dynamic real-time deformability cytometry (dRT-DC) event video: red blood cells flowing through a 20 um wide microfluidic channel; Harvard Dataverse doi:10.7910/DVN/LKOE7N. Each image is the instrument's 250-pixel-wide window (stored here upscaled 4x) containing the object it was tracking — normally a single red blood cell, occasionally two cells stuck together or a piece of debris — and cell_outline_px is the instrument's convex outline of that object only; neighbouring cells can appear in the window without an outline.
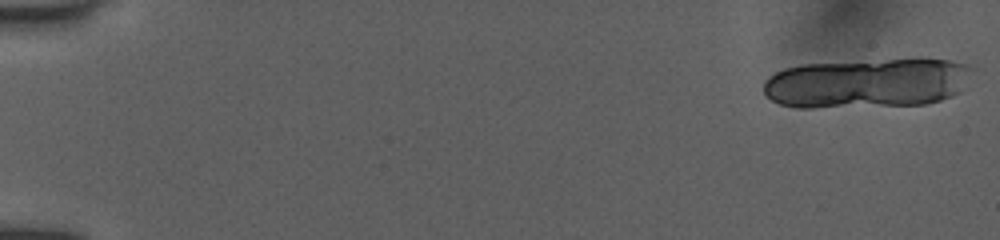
{"species": "human", "species_latin": "Homo sapiens", "temperature_condition": "room temperature", "stored_images_in_passage": 19, "camera_frame_rate_fps": 3000, "um_per_image_px": 0.085, "donor": {"sex": "female"}, "frame": {"image": 1, "passage_image": 1, "time_ms": 0.0, "image_size_px": [1000, 240], "cell_outline_px": [[976, 68], [960, 92], [952, 96], [940, 100], [924, 104], [808, 108], [796, 108], [780, 104], [772, 100], [764, 92], [764, 80], [768, 76], [784, 68], [804, 64], [888, 60], [948, 60], [968, 64]], "centroid_in_image_um": [73.72, 7.08], "position_along_channel_um": 11.3, "area_um2": 60.34}}